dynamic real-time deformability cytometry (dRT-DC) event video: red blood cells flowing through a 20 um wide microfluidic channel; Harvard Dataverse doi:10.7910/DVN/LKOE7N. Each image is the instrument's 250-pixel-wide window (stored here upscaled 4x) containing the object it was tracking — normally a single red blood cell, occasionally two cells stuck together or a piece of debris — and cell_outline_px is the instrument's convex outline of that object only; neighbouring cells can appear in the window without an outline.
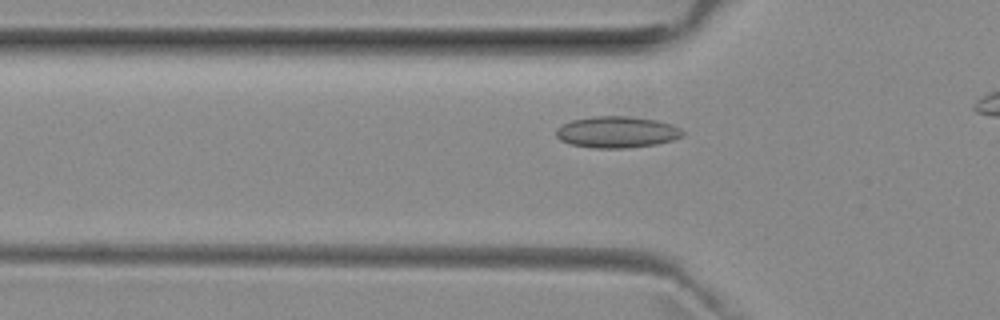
{"species": "common noctule bat (a hibernating species)", "species_latin": "Nyctalus noctula", "temperature_condition": "room temperature", "stored_images_in_passage": 30, "camera_frame_rate_fps": 3000, "um_per_image_px": 0.085, "animal": {"sex": "female", "body_mass_g": 29.2, "forearm_length_mm": 56.3}, "frame": {"image": 1, "passage_image": 5, "time_ms": 1.333, "image_size_px": [1000, 320], "cell_outline_px": [[684, 136], [672, 140], [656, 144], [628, 148], [592, 148], [572, 144], [560, 140], [556, 136], [556, 128], [572, 120], [592, 116], [628, 116], [656, 120], [672, 124], [680, 128], [684, 132]], "centroid_in_image_um": [52.45, 11.23], "position_along_channel_um": 73.4, "area_um2": 23.24}}
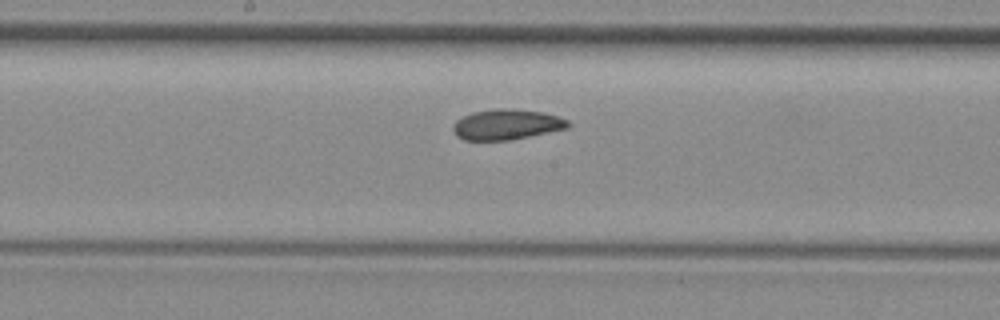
{"frame": {"image": 2, "passage_image": 15, "time_ms": 4.667, "image_size_px": [1000, 320], "cell_outline_px": [[572, 124], [568, 128], [508, 140], [464, 140], [456, 136], [452, 128], [456, 120], [472, 112], [500, 108], [512, 108], [540, 112], [560, 116], [568, 120]], "centroid_in_image_um": [43.07, 10.57], "position_along_channel_um": 205.1, "area_um2": 20.35}}
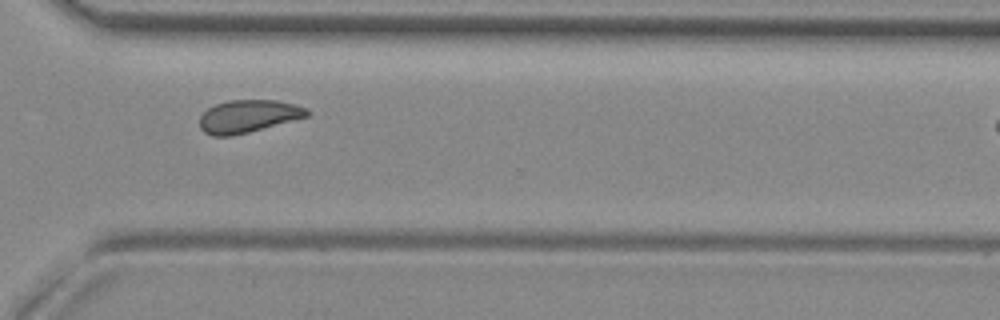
{"frame": {"image": 3, "passage_image": 26, "time_ms": 8.333, "image_size_px": [1000, 320], "cell_outline_px": [[312, 112], [308, 116], [248, 132], [232, 136], [212, 136], [204, 132], [200, 128], [200, 116], [208, 108], [216, 104], [228, 100], [276, 100], [308, 108]], "centroid_in_image_um": [21.09, 9.88], "position_along_channel_um": 349.5, "area_um2": 20.35}}